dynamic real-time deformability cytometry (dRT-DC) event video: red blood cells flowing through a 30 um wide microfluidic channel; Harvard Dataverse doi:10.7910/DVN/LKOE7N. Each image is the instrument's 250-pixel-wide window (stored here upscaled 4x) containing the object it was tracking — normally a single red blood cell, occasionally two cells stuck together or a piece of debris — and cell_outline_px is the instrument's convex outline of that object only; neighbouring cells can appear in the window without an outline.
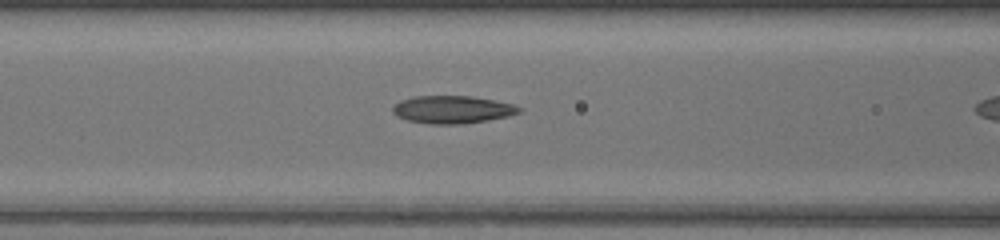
{"species": "common noctule bat (a hibernating species)", "species_latin": "Nyctalus noctula", "temperature_condition": "warm", "stored_images_in_passage": 10, "camera_frame_rate_fps": 3000, "um_per_image_px": 0.085, "animal": {"sex": "female", "body_mass_g": 17.0, "forearm_length_mm": 48.0}, "frame": {"image": 1, "passage_image": 9, "time_ms": 2.667, "image_size_px": [1000, 240], "cell_outline_px": [[520, 112], [508, 116], [488, 120], [460, 124], [428, 124], [408, 120], [396, 116], [392, 112], [392, 108], [400, 100], [412, 96], [472, 96], [512, 104], [520, 108]], "centroid_in_image_um": [38.4, 9.31], "position_along_channel_um": 128.2, "area_um2": 20.29}}